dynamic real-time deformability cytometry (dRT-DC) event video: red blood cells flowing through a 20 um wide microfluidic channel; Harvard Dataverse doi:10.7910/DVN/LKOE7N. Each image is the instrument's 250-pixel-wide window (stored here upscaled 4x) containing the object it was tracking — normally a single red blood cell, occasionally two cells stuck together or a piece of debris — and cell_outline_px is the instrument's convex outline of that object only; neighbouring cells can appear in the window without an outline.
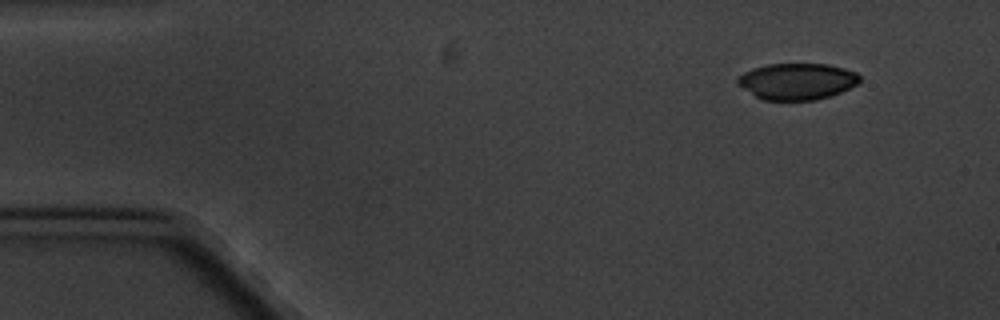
{"species": "common noctule bat (a hibernating species)", "species_latin": "Nyctalus noctula", "temperature_condition": "cold", "stored_images_in_passage": 4, "camera_frame_rate_fps": 3000, "um_per_image_px": 0.085, "animal": {"sex": "male", "body_mass_g": 20.1, "forearm_length_mm": 53.5}, "frame": {"image": 1, "passage_image": 1, "time_ms": 0.0, "image_size_px": [1000, 320], "cell_outline_px": [[860, 80], [856, 84], [840, 92], [816, 100], [764, 100], [756, 96], [736, 84], [736, 80], [744, 72], [752, 68], [768, 64], [828, 64], [844, 68], [856, 72], [860, 76]], "centroid_in_image_um": [67.73, 6.91], "position_along_channel_um": 17.3, "area_um2": 25.78}}
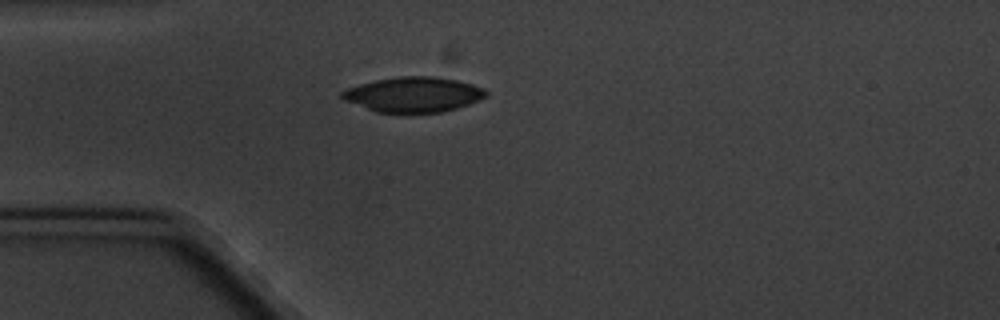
{"frame": {"image": 2, "passage_image": 4, "time_ms": 3.333, "image_size_px": [1000, 320], "cell_outline_px": [[488, 96], [468, 104], [444, 112], [408, 116], [376, 112], [344, 100], [340, 96], [340, 92], [348, 88], [360, 84], [376, 80], [400, 76], [436, 76], [456, 80], [472, 84], [484, 88], [488, 92]], "centroid_in_image_um": [35.14, 8.08], "position_along_channel_um": 49.9, "area_um2": 30.29}}